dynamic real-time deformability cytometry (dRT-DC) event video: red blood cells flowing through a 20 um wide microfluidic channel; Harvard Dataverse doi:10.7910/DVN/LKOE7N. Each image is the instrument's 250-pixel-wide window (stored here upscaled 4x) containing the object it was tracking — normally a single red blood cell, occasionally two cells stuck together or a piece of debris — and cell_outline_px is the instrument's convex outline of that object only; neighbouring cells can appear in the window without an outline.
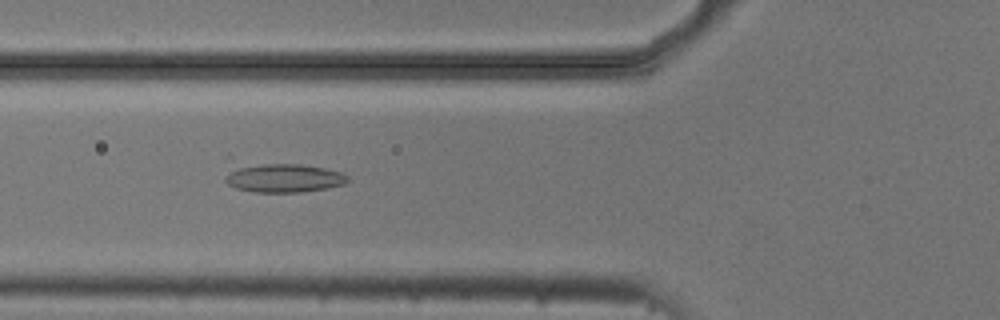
{"species": "common noctule bat (a hibernating species)", "species_latin": "Nyctalus noctula", "temperature_condition": "cold", "stored_images_in_passage": 51, "camera_frame_rate_fps": 3000, "um_per_image_px": 0.085, "animal": {"sex": "male", "body_mass_g": 20.5, "forearm_length_mm": 52.5}, "frame": {"image": 1, "passage_image": 17, "time_ms": 5.333, "image_size_px": [1000, 320], "cell_outline_px": [[348, 180], [344, 184], [328, 188], [300, 192], [252, 192], [236, 188], [228, 184], [224, 180], [224, 156], [232, 156], [300, 164], [324, 168], [344, 172], [348, 176]], "centroid_in_image_um": [23.67, 14.95], "position_along_channel_um": 102.1, "area_um2": 23.76}}
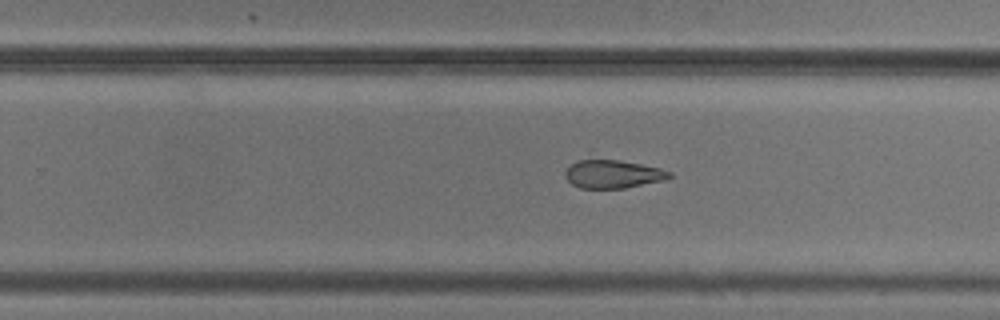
{"frame": {"image": 2, "passage_image": 31, "time_ms": 10.0, "image_size_px": [1000, 320], "cell_outline_px": [[672, 176], [664, 180], [624, 188], [580, 188], [572, 184], [564, 176], [564, 172], [576, 160], [620, 160], [660, 168], [672, 172]], "centroid_in_image_um": [52.09, 14.8], "position_along_channel_um": 277.7, "area_um2": 16.99}}
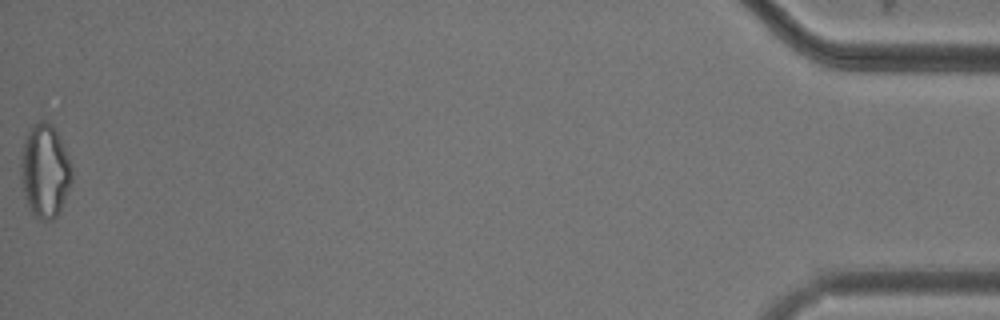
{"frame": {"image": 3, "passage_image": 51, "time_ms": 16.667, "image_size_px": [1000, 320], "cell_outline_px": [[72, 180], [60, 212], [52, 220], [40, 220], [32, 212], [24, 196], [20, 176], [20, 164], [24, 144], [28, 132], [40, 120], [48, 120], [52, 124], [68, 156], [72, 168]], "centroid_in_image_um": [3.82, 14.56], "position_along_channel_um": 431.4, "area_um2": 27.51}}